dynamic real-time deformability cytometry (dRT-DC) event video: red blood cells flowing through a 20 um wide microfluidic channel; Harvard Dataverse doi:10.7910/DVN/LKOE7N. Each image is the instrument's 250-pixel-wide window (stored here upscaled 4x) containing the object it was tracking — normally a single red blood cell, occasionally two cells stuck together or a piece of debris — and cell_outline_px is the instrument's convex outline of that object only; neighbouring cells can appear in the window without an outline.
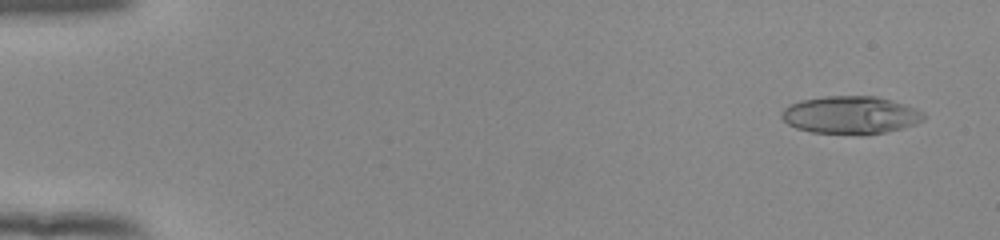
{"species": "human", "species_latin": "Homo sapiens", "temperature_condition": "room temperature", "stored_images_in_passage": 53, "camera_frame_rate_fps": 3000, "um_per_image_px": 0.085, "donor": {"sex": "female"}, "frame": {"image": 1, "passage_image": 3, "time_ms": 0.667, "image_size_px": [1000, 240], "cell_outline_px": [[924, 120], [916, 124], [884, 132], [860, 136], [812, 132], [796, 128], [788, 124], [780, 116], [780, 112], [788, 104], [800, 100], [824, 96], [876, 96], [904, 104], [916, 108], [924, 112]], "centroid_in_image_um": [72.27, 9.79], "position_along_channel_um": 12.7, "area_um2": 31.67}}
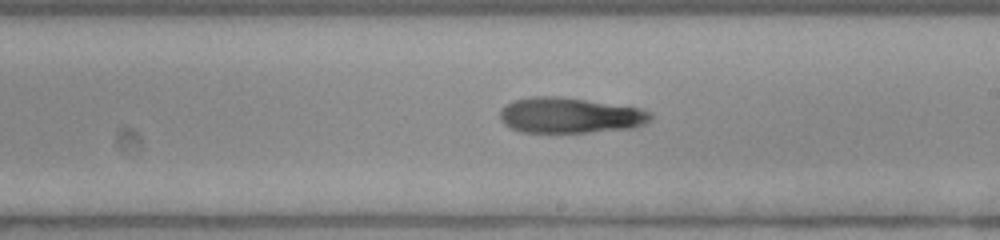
{"frame": {"image": 2, "passage_image": 32, "time_ms": 10.333, "image_size_px": [1000, 240], "cell_outline_px": [[652, 116], [644, 124], [632, 128], [588, 132], [520, 132], [508, 128], [500, 120], [500, 112], [508, 104], [516, 100], [532, 96], [560, 96], [640, 108], [652, 112]], "centroid_in_image_um": [48.43, 9.81], "position_along_channel_um": 240.6, "area_um2": 31.1}}
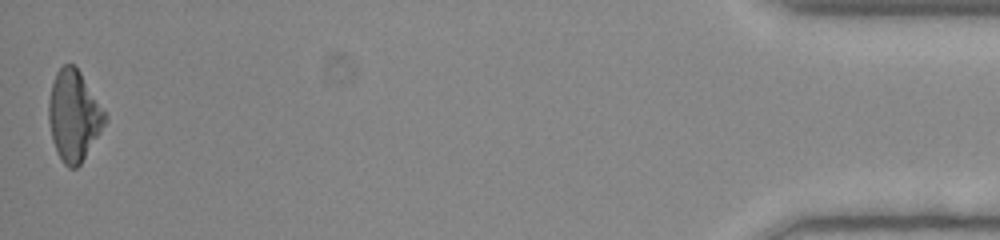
{"frame": {"image": 3, "passage_image": 53, "time_ms": 17.333, "image_size_px": [1000, 240], "cell_outline_px": [[108, 116], [100, 132], [80, 164], [76, 168], [68, 168], [64, 164], [56, 152], [52, 140], [48, 120], [48, 100], [52, 84], [56, 72], [64, 64], [72, 64], [80, 72]], "centroid_in_image_um": [6.25, 9.84], "position_along_channel_um": 429.0, "area_um2": 29.48}, "authors_computed_cell_mechanics": {"area_um2": 31.0964, "velocity_mm_per_s": 3.9078, "shape_relaxation_time_tau1_ms": 6.4694, "shape_relaxation_time_tau2_ms": null, "deformation_change_tau1": 0.2256, "deformation_change_tau2": null}}